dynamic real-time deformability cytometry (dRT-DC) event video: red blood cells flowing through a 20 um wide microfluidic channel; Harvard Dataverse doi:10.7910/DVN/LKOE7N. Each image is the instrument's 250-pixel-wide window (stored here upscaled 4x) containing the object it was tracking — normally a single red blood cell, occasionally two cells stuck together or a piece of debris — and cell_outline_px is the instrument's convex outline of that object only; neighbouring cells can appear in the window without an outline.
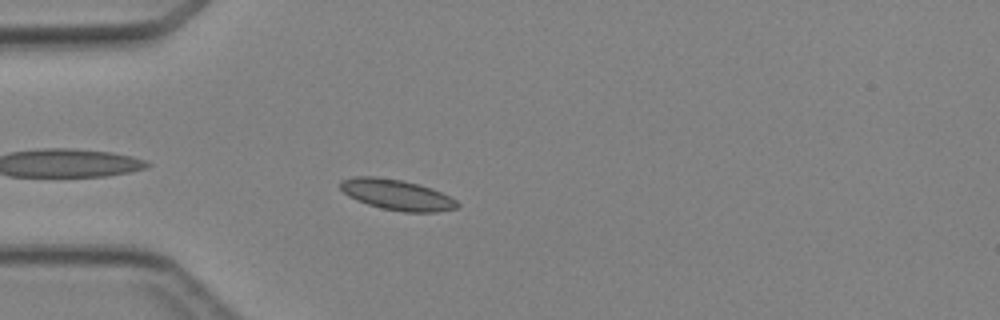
{"species": "Egyptian fruit bat (a non-hibernating species)", "species_latin": "Rousettus aegyptiacus", "temperature_condition": "cold", "stored_images_in_passage": 4, "camera_frame_rate_fps": 3000, "um_per_image_px": 0.085, "animal": {"sex": "female"}, "frame": {"image": 1, "passage_image": 4, "time_ms": 3.667, "image_size_px": [1000, 320], "cell_outline_px": [[460, 204], [456, 208], [436, 212], [404, 212], [380, 208], [356, 200], [348, 196], [340, 188], [340, 180], [352, 176], [376, 176], [400, 180], [420, 184], [432, 188], [456, 200]], "centroid_in_image_um": [33.7, 16.54], "position_along_channel_um": 51.3, "area_um2": 20.92}}